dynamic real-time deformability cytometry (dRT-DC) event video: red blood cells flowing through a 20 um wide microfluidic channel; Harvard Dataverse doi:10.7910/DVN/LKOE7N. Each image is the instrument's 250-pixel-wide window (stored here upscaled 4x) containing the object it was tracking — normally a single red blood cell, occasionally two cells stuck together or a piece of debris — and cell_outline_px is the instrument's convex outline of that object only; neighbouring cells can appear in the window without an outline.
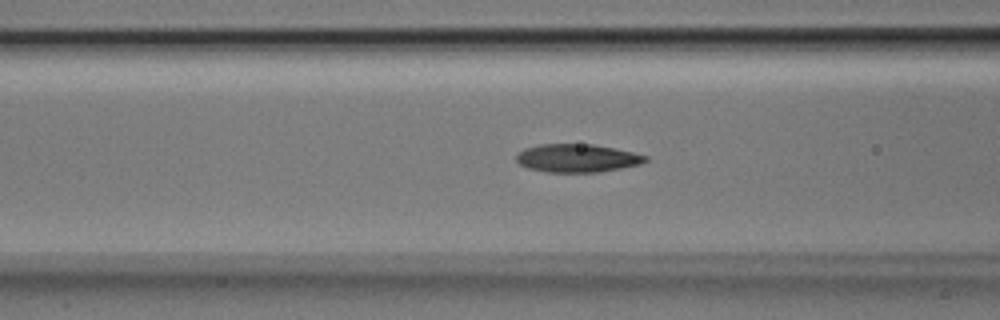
{"species": "Egyptian fruit bat (a non-hibernating species)", "species_latin": "Rousettus aegyptiacus", "temperature_condition": "room temperature", "stored_images_in_passage": 37, "camera_frame_rate_fps": 3000, "um_per_image_px": 0.085, "animal": {"sex": "male"}, "frame": {"image": 1, "passage_image": 5, "time_ms": 1.333, "image_size_px": [1000, 320], "cell_outline_px": [[648, 160], [640, 164], [600, 172], [544, 172], [528, 168], [520, 164], [516, 160], [516, 156], [524, 148], [540, 144], [592, 144], [632, 152], [648, 156]], "centroid_in_image_um": [49.04, 13.44], "position_along_channel_um": 117.6, "area_um2": 21.1}}
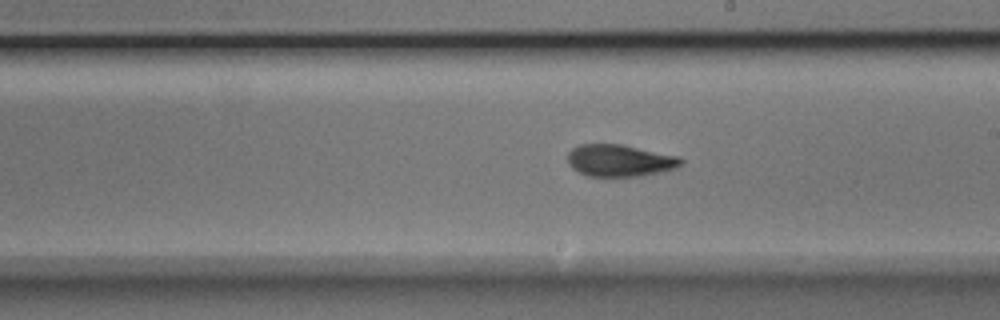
{"frame": {"image": 2, "passage_image": 14, "time_ms": 4.333, "image_size_px": [1000, 320], "cell_outline_px": [[684, 164], [676, 168], [660, 172], [640, 176], [588, 176], [572, 168], [568, 164], [568, 152], [572, 148], [580, 144], [624, 144], [680, 156], [684, 160]], "centroid_in_image_um": [52.72, 13.63], "position_along_channel_um": 236.3, "area_um2": 21.39}}
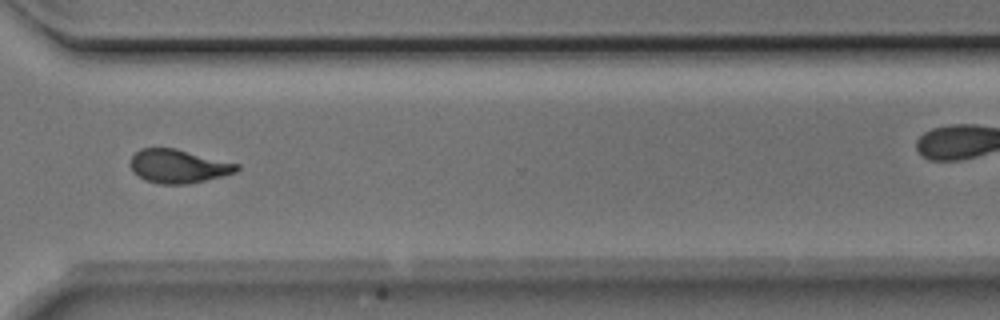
{"frame": {"image": 3, "passage_image": 23, "time_ms": 7.333, "image_size_px": [1000, 320], "cell_outline_px": [[240, 168], [236, 172], [188, 184], [160, 184], [144, 180], [132, 172], [128, 164], [132, 156], [140, 148], [176, 148], [240, 164]], "centroid_in_image_um": [15.12, 14.12], "position_along_channel_um": 355.5, "area_um2": 20.98}, "authors_computed_cell_mechanics": {"area_um2": 20.9814, "velocity_mm_per_s": 3.9657, "shape_relaxation_time_tau1_ms": 5.5424, "shape_relaxation_time_tau2_ms": 2.0519, "deformation_change_tau1": 0.1809, "deformation_change_tau2": 0.0876}}